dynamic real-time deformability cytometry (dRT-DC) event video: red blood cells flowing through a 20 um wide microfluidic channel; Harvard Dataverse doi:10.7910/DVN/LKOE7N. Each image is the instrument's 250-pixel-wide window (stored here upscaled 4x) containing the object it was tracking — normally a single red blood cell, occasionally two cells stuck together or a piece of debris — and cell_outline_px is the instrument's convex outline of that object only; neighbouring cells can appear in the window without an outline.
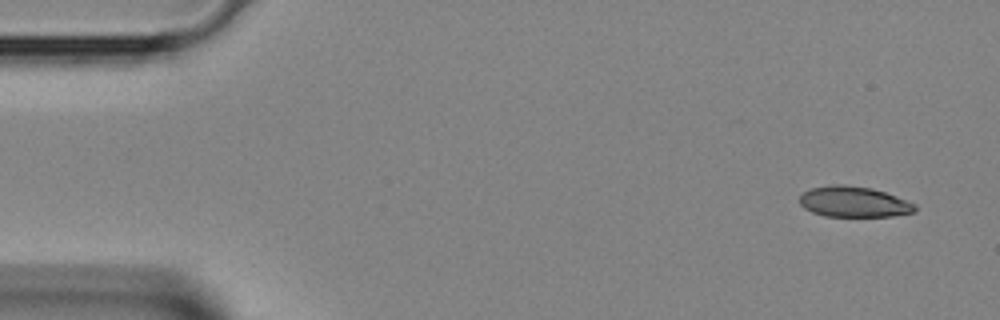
{"species": "Egyptian fruit bat (a non-hibernating species)", "species_latin": "Rousettus aegyptiacus", "temperature_condition": "room temperature", "stored_images_in_passage": 4, "camera_frame_rate_fps": 3000, "um_per_image_px": 0.085, "animal": {"sex": "female"}, "frame": {"image": 1, "passage_image": 1, "time_ms": 0.0, "image_size_px": [1000, 320], "cell_outline_px": [[916, 212], [892, 216], [824, 216], [812, 212], [804, 208], [800, 204], [800, 196], [808, 188], [832, 184], [844, 184], [872, 188], [896, 196], [916, 204]], "centroid_in_image_um": [72.56, 17.15], "position_along_channel_um": 12.4, "area_um2": 20.75}}
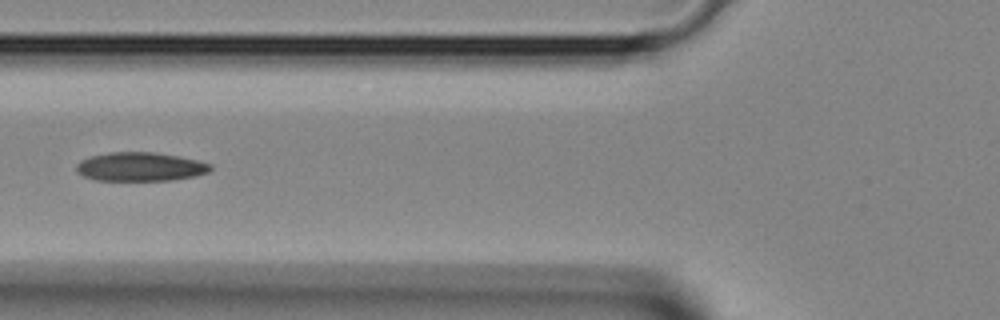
{"frame": {"image": 2, "passage_image": 4, "time_ms": 1.0, "image_size_px": [1000, 320], "cell_outline_px": [[212, 168], [208, 172], [196, 176], [172, 180], [96, 180], [84, 176], [76, 172], [76, 164], [80, 160], [92, 156], [108, 152], [156, 152], [180, 156], [212, 164]], "centroid_in_image_um": [11.93, 14.17], "position_along_channel_um": 113.9, "area_um2": 22.6}}